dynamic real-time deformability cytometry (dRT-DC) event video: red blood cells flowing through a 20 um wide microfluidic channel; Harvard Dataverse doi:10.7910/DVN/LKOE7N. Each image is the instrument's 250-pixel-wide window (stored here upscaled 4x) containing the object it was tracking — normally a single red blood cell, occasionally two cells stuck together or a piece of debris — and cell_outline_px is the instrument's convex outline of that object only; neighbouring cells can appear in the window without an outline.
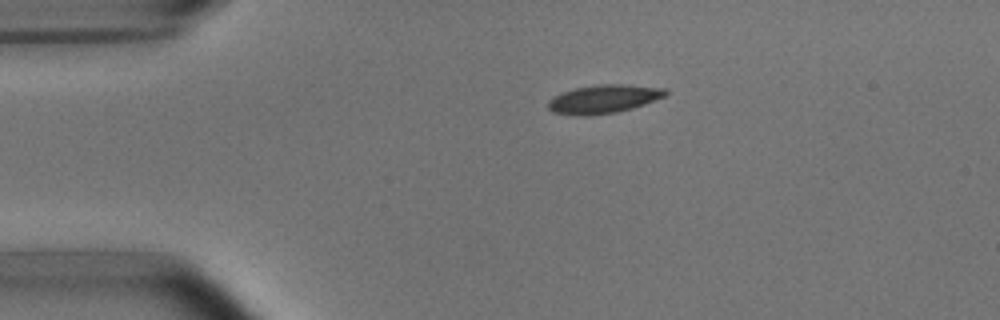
{"species": "common noctule bat (a hibernating species)", "species_latin": "Nyctalus noctula", "temperature_condition": "room temperature", "stored_images_in_passage": 2, "camera_frame_rate_fps": 3000, "um_per_image_px": 0.085, "animal": {"sex": "male", "body_mass_g": 15.6}, "frame": {"image": 1, "passage_image": 1, "time_ms": 0.0, "image_size_px": [1000, 320], "cell_outline_px": [[668, 92], [664, 96], [644, 104], [632, 108], [616, 112], [588, 116], [576, 116], [552, 112], [548, 108], [548, 100], [552, 96], [576, 88], [600, 84], [628, 84], [668, 88]], "centroid_in_image_um": [51.3, 8.42], "position_along_channel_um": 33.7, "area_um2": 19.59}}